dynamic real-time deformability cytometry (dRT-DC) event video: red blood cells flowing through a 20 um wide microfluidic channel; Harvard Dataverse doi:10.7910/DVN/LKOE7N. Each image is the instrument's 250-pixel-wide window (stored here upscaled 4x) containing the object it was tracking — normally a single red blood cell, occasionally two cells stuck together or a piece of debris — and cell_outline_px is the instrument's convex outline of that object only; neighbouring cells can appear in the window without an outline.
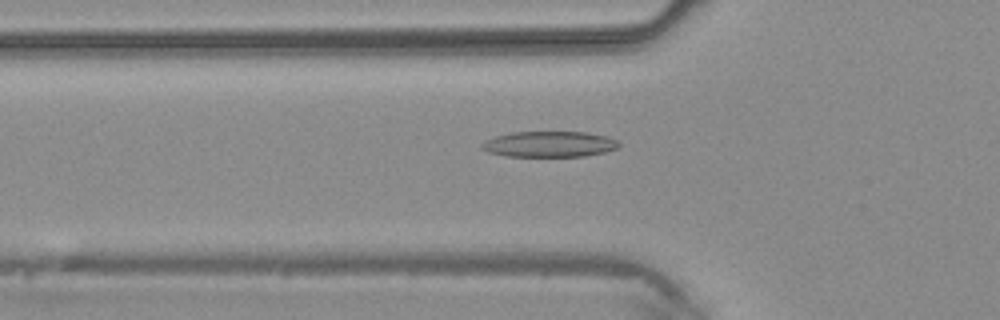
{"species": "common noctule bat (a hibernating species)", "species_latin": "Nyctalus noctula", "temperature_condition": "warm", "stored_images_in_passage": 32, "camera_frame_rate_fps": 3000, "um_per_image_px": 0.085, "animal": {"sex": "male", "body_mass_g": 20.4}, "frame": {"image": 1, "passage_image": 15, "time_ms": 4.667, "image_size_px": [1000, 320], "cell_outline_px": [[620, 144], [616, 148], [604, 152], [584, 156], [508, 156], [488, 152], [480, 148], [480, 144], [496, 136], [512, 132], [588, 132], [608, 136], [616, 140]], "centroid_in_image_um": [46.7, 12.25], "position_along_channel_um": 79.1, "area_um2": 20.46}}
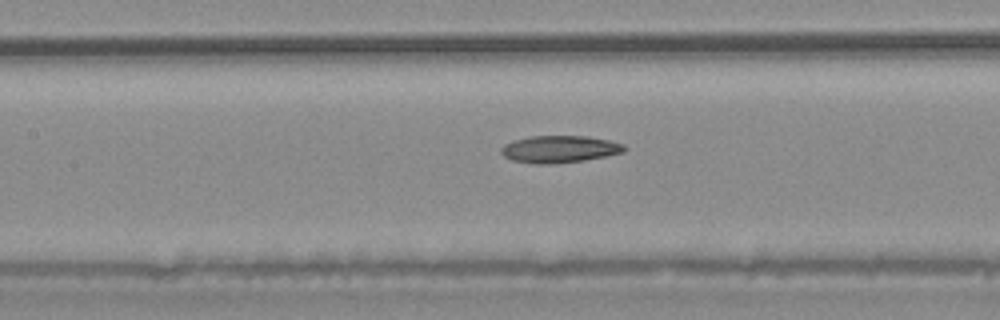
{"frame": {"image": 2, "passage_image": 20, "time_ms": 6.333, "image_size_px": [1000, 320], "cell_outline_px": [[628, 148], [624, 152], [584, 160], [548, 164], [536, 164], [512, 160], [504, 156], [500, 152], [500, 148], [504, 144], [516, 140], [532, 136], [588, 136], [608, 140], [624, 144]], "centroid_in_image_um": [47.56, 12.67], "position_along_channel_um": 159.8, "area_um2": 19.36}}
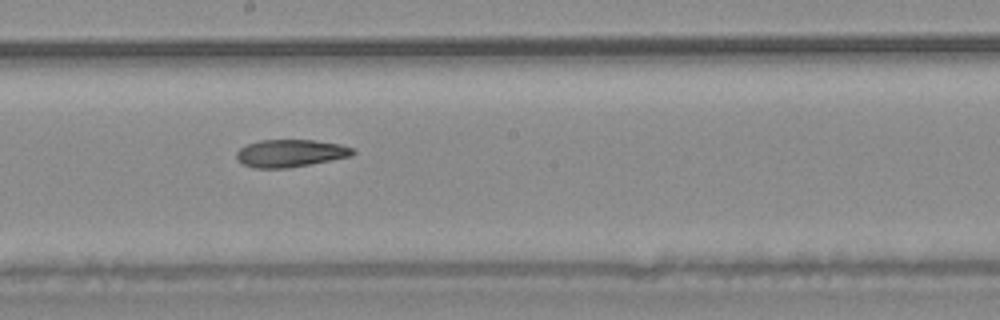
{"frame": {"image": 3, "passage_image": 24, "time_ms": 7.667, "image_size_px": [1000, 320], "cell_outline_px": [[356, 152], [352, 156], [288, 168], [252, 168], [244, 164], [236, 156], [236, 152], [240, 148], [248, 144], [260, 140], [312, 140], [340, 144], [352, 148]], "centroid_in_image_um": [24.69, 13.02], "position_along_channel_um": 223.5, "area_um2": 18.5}}